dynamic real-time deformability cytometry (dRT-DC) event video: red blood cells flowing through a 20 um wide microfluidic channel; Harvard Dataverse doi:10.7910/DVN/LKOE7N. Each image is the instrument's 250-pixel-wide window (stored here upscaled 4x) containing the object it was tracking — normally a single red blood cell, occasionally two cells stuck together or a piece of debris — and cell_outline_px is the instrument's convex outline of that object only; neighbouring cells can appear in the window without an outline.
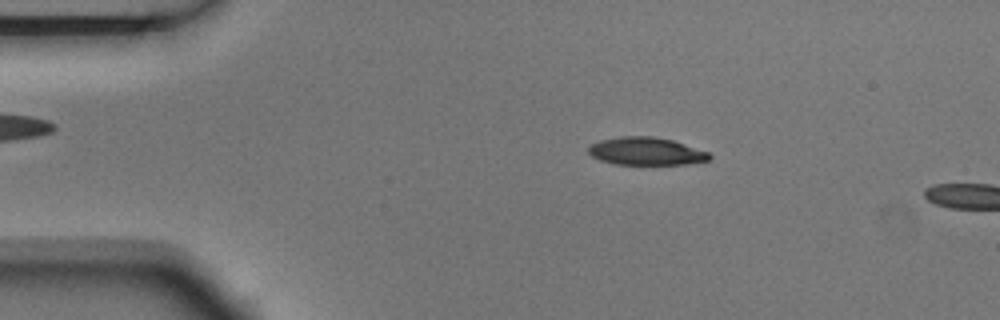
{"species": "Egyptian fruit bat (a non-hibernating species)", "species_latin": "Rousettus aegyptiacus", "temperature_condition": "room temperature", "stored_images_in_passage": 2, "camera_frame_rate_fps": 3000, "um_per_image_px": 0.085, "animal": {"sex": "male"}, "frame": {"image": 1, "passage_image": 1, "time_ms": 0.0, "image_size_px": [1000, 320], "cell_outline_px": [[712, 156], [708, 160], [684, 164], [616, 164], [600, 160], [592, 156], [588, 152], [588, 148], [592, 144], [600, 140], [620, 136], [652, 136], [672, 140], [708, 152]], "centroid_in_image_um": [54.89, 12.85], "position_along_channel_um": 30.1, "area_um2": 19.36}}